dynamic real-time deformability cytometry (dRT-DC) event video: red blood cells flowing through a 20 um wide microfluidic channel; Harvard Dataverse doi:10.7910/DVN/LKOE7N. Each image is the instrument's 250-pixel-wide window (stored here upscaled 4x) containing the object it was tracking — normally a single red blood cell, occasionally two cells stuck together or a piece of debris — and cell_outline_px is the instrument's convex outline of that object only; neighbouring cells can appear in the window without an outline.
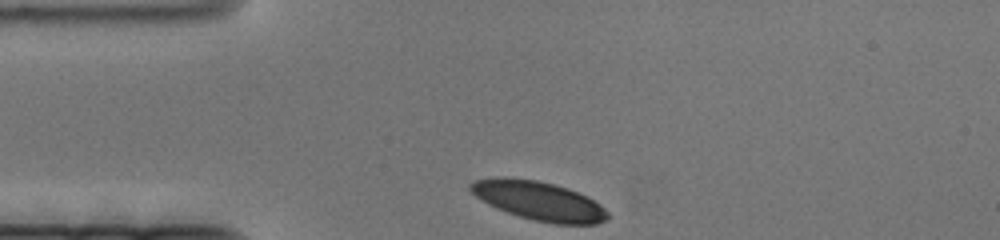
{"species": "human", "species_latin": "Homo sapiens", "temperature_condition": "cold", "stored_images_in_passage": 46, "camera_frame_rate_fps": 3000, "um_per_image_px": 0.085, "donor": {"sex": "female"}, "frame": {"image": 1, "passage_image": 1, "time_ms": 0.0, "image_size_px": [1000, 240], "cell_outline_px": [[608, 220], [596, 224], [556, 224], [536, 220], [520, 216], [508, 212], [488, 204], [476, 196], [468, 188], [468, 184], [476, 180], [536, 180], [568, 188], [588, 196], [600, 204], [608, 212]], "centroid_in_image_um": [45.91, 17.11], "position_along_channel_um": 39.1, "area_um2": 30.11}}
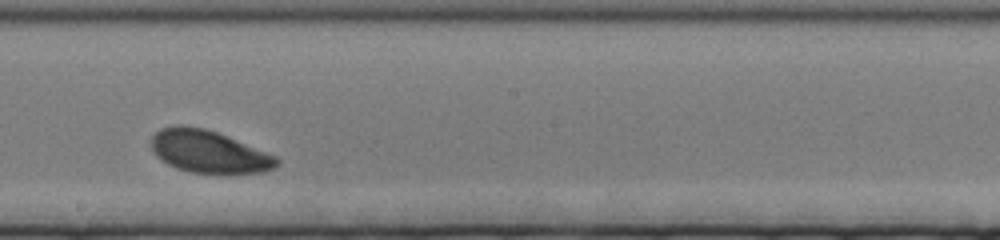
{"frame": {"image": 2, "passage_image": 27, "time_ms": 8.667, "image_size_px": [1000, 240], "cell_outline_px": [[280, 164], [276, 168], [264, 172], [220, 176], [192, 172], [176, 168], [160, 160], [156, 156], [152, 148], [152, 136], [160, 128], [176, 124], [180, 124], [204, 128], [216, 132], [276, 156], [280, 160]], "centroid_in_image_um": [17.77, 12.93], "position_along_channel_um": 230.4, "area_um2": 31.73}}
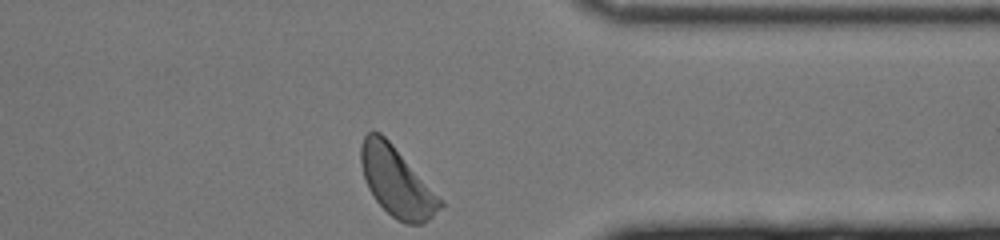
{"frame": {"image": 3, "passage_image": 46, "time_ms": 15.0, "image_size_px": [1000, 240], "cell_outline_px": [[444, 204], [424, 224], [404, 224], [396, 220], [376, 200], [368, 188], [360, 164], [360, 148], [364, 136], [372, 128], [380, 132], [392, 144], [444, 200]], "centroid_in_image_um": [33.72, 15.44], "position_along_channel_um": 377.7, "area_um2": 32.02}}